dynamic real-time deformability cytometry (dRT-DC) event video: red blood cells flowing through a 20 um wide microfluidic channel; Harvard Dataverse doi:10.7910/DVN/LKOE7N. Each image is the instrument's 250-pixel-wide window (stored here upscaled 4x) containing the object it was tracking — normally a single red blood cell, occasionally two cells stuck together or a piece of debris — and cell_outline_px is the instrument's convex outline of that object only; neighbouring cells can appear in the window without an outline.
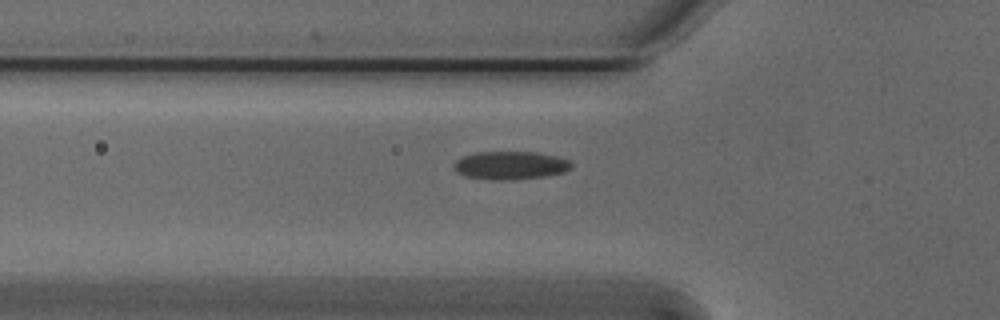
{"species": "Egyptian fruit bat (a non-hibernating species)", "species_latin": "Rousettus aegyptiacus", "temperature_condition": "cold", "stored_images_in_passage": 22, "camera_frame_rate_fps": 3000, "um_per_image_px": 0.085, "animal": {"sex": "male"}, "frame": {"image": 1, "passage_image": 2, "time_ms": 0.333, "image_size_px": [1000, 320], "cell_outline_px": [[572, 168], [564, 172], [544, 176], [512, 180], [488, 180], [464, 176], [456, 172], [452, 164], [460, 156], [476, 152], [536, 152], [556, 156], [568, 160], [572, 164]], "centroid_in_image_um": [43.33, 14.06], "position_along_channel_um": 82.5, "area_um2": 19.54}}
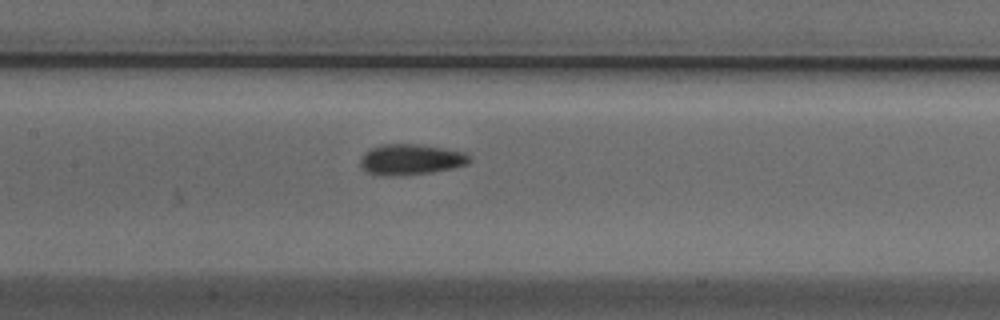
{"frame": {"image": 2, "passage_image": 9, "time_ms": 2.667, "image_size_px": [1000, 320], "cell_outline_px": [[472, 160], [468, 164], [452, 168], [432, 172], [400, 176], [380, 176], [368, 172], [360, 168], [360, 156], [368, 148], [380, 144], [416, 144], [444, 148], [464, 152]], "centroid_in_image_um": [34.85, 13.56], "position_along_channel_um": 172.6, "area_um2": 19.88}}
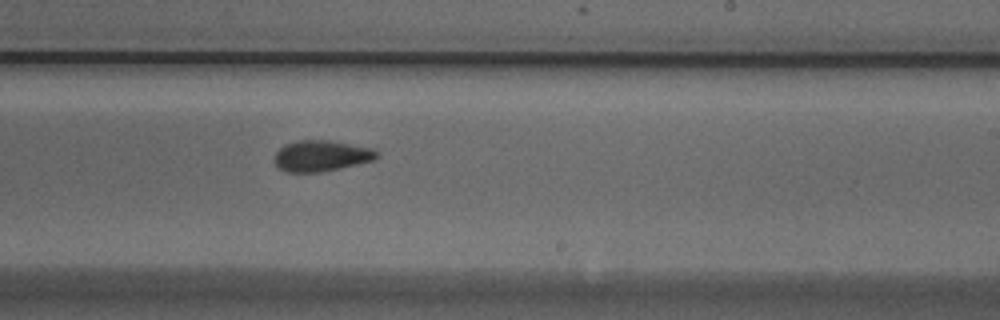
{"frame": {"image": 3, "passage_image": 16, "time_ms": 5.0, "image_size_px": [1000, 320], "cell_outline_px": [[380, 156], [372, 160], [356, 164], [320, 172], [288, 172], [280, 168], [272, 160], [276, 152], [284, 144], [296, 140], [332, 140], [372, 148]], "centroid_in_image_um": [27.27, 13.23], "position_along_channel_um": 261.7, "area_um2": 18.44}}